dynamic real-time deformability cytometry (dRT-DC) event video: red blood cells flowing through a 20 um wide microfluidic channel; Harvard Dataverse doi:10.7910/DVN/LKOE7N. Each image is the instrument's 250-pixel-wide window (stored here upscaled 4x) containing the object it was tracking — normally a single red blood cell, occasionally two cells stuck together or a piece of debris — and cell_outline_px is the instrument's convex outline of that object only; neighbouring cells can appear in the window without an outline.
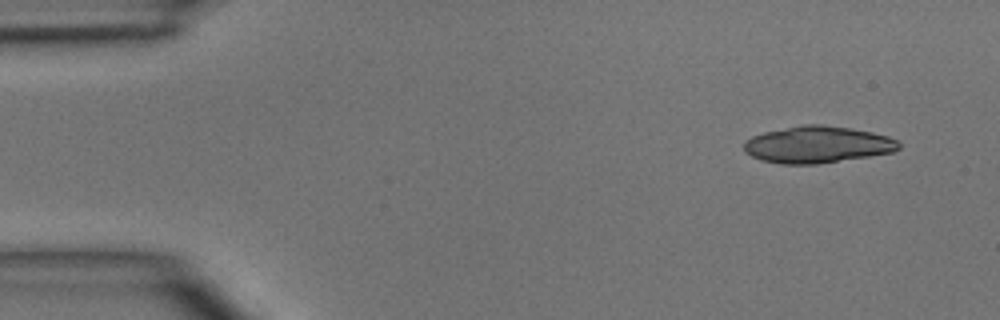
{"species": "common noctule bat (a hibernating species)", "species_latin": "Nyctalus noctula", "temperature_condition": "room temperature", "stored_images_in_passage": 5, "camera_frame_rate_fps": 3000, "um_per_image_px": 0.085, "animal": {"sex": "male", "body_mass_g": 15.6}, "frame": {"image": 1, "passage_image": 1, "time_ms": 0.0, "image_size_px": [1000, 320], "cell_outline_px": [[900, 148], [892, 152], [868, 156], [816, 164], [780, 164], [760, 160], [744, 152], [744, 140], [752, 136], [764, 132], [804, 124], [820, 124], [848, 128], [872, 132], [888, 136], [896, 140], [900, 144]], "centroid_in_image_um": [69.44, 12.29], "position_along_channel_um": 15.6, "area_um2": 33.06}}